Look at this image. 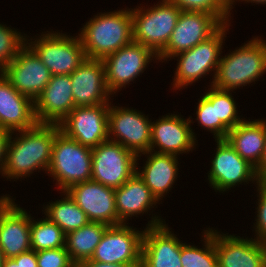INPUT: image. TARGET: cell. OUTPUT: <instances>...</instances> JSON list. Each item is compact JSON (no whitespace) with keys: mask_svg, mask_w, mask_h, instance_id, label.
Returning <instances> with one entry per match:
<instances>
[{"mask_svg":"<svg viewBox=\"0 0 266 267\" xmlns=\"http://www.w3.org/2000/svg\"><path fill=\"white\" fill-rule=\"evenodd\" d=\"M59 131V124L37 123L32 128L12 132L1 176L17 181L36 171L47 173L54 138Z\"/></svg>","mask_w":266,"mask_h":267,"instance_id":"obj_1","label":"cell"},{"mask_svg":"<svg viewBox=\"0 0 266 267\" xmlns=\"http://www.w3.org/2000/svg\"><path fill=\"white\" fill-rule=\"evenodd\" d=\"M81 29L86 58L102 60L133 41L131 8L97 13Z\"/></svg>","mask_w":266,"mask_h":267,"instance_id":"obj_2","label":"cell"},{"mask_svg":"<svg viewBox=\"0 0 266 267\" xmlns=\"http://www.w3.org/2000/svg\"><path fill=\"white\" fill-rule=\"evenodd\" d=\"M265 73L266 40L255 36L229 54L221 55L212 86L233 92L255 83Z\"/></svg>","mask_w":266,"mask_h":267,"instance_id":"obj_3","label":"cell"},{"mask_svg":"<svg viewBox=\"0 0 266 267\" xmlns=\"http://www.w3.org/2000/svg\"><path fill=\"white\" fill-rule=\"evenodd\" d=\"M92 149L81 145L59 131L54 138L47 174L56 181L60 191L91 180Z\"/></svg>","mask_w":266,"mask_h":267,"instance_id":"obj_4","label":"cell"},{"mask_svg":"<svg viewBox=\"0 0 266 267\" xmlns=\"http://www.w3.org/2000/svg\"><path fill=\"white\" fill-rule=\"evenodd\" d=\"M159 2L150 8H131L133 41L150 48L157 56L165 49L182 11L170 0Z\"/></svg>","mask_w":266,"mask_h":267,"instance_id":"obj_5","label":"cell"},{"mask_svg":"<svg viewBox=\"0 0 266 267\" xmlns=\"http://www.w3.org/2000/svg\"><path fill=\"white\" fill-rule=\"evenodd\" d=\"M230 24V22L224 24L209 39L172 57V59L177 58L178 61L172 83L173 90L176 91L186 88L188 85L191 86V84L212 72L213 79H211L212 82L210 83L211 85L213 84Z\"/></svg>","mask_w":266,"mask_h":267,"instance_id":"obj_6","label":"cell"},{"mask_svg":"<svg viewBox=\"0 0 266 267\" xmlns=\"http://www.w3.org/2000/svg\"><path fill=\"white\" fill-rule=\"evenodd\" d=\"M26 37V44L49 69L51 75H70L86 59L82 41L77 36L46 31L37 38ZM33 40V41H32Z\"/></svg>","mask_w":266,"mask_h":267,"instance_id":"obj_7","label":"cell"},{"mask_svg":"<svg viewBox=\"0 0 266 267\" xmlns=\"http://www.w3.org/2000/svg\"><path fill=\"white\" fill-rule=\"evenodd\" d=\"M110 102L108 113L109 140L133 152L136 165L143 153L150 151L152 120L141 111L115 106ZM130 108V109H129Z\"/></svg>","mask_w":266,"mask_h":267,"instance_id":"obj_8","label":"cell"},{"mask_svg":"<svg viewBox=\"0 0 266 267\" xmlns=\"http://www.w3.org/2000/svg\"><path fill=\"white\" fill-rule=\"evenodd\" d=\"M224 23L206 12L181 11L165 49L158 55L160 62L172 60L175 55L187 51L213 36Z\"/></svg>","mask_w":266,"mask_h":267,"instance_id":"obj_9","label":"cell"},{"mask_svg":"<svg viewBox=\"0 0 266 267\" xmlns=\"http://www.w3.org/2000/svg\"><path fill=\"white\" fill-rule=\"evenodd\" d=\"M136 157L120 143L103 142L92 148L91 179L117 189L136 173Z\"/></svg>","mask_w":266,"mask_h":267,"instance_id":"obj_10","label":"cell"},{"mask_svg":"<svg viewBox=\"0 0 266 267\" xmlns=\"http://www.w3.org/2000/svg\"><path fill=\"white\" fill-rule=\"evenodd\" d=\"M153 59L159 62L158 56L150 48L134 41L103 58L108 90L112 95L117 94L118 90L121 91L142 75Z\"/></svg>","mask_w":266,"mask_h":267,"instance_id":"obj_11","label":"cell"},{"mask_svg":"<svg viewBox=\"0 0 266 267\" xmlns=\"http://www.w3.org/2000/svg\"><path fill=\"white\" fill-rule=\"evenodd\" d=\"M216 153L208 172L210 186L219 193L245 183L258 184L256 169L247 160L243 159L226 139H217ZM228 189V190H227Z\"/></svg>","mask_w":266,"mask_h":267,"instance_id":"obj_12","label":"cell"},{"mask_svg":"<svg viewBox=\"0 0 266 267\" xmlns=\"http://www.w3.org/2000/svg\"><path fill=\"white\" fill-rule=\"evenodd\" d=\"M110 103L75 107L60 123V131L81 145L95 148L109 140Z\"/></svg>","mask_w":266,"mask_h":267,"instance_id":"obj_13","label":"cell"},{"mask_svg":"<svg viewBox=\"0 0 266 267\" xmlns=\"http://www.w3.org/2000/svg\"><path fill=\"white\" fill-rule=\"evenodd\" d=\"M150 218L143 233L141 267H182V241L160 216Z\"/></svg>","mask_w":266,"mask_h":267,"instance_id":"obj_14","label":"cell"},{"mask_svg":"<svg viewBox=\"0 0 266 267\" xmlns=\"http://www.w3.org/2000/svg\"><path fill=\"white\" fill-rule=\"evenodd\" d=\"M144 230L120 224L109 226L90 260L101 263L141 264Z\"/></svg>","mask_w":266,"mask_h":267,"instance_id":"obj_15","label":"cell"},{"mask_svg":"<svg viewBox=\"0 0 266 267\" xmlns=\"http://www.w3.org/2000/svg\"><path fill=\"white\" fill-rule=\"evenodd\" d=\"M9 194L0 197V247L5 259L31 250V214Z\"/></svg>","mask_w":266,"mask_h":267,"instance_id":"obj_16","label":"cell"},{"mask_svg":"<svg viewBox=\"0 0 266 267\" xmlns=\"http://www.w3.org/2000/svg\"><path fill=\"white\" fill-rule=\"evenodd\" d=\"M1 72L19 93L33 101L41 95L52 76L27 44Z\"/></svg>","mask_w":266,"mask_h":267,"instance_id":"obj_17","label":"cell"},{"mask_svg":"<svg viewBox=\"0 0 266 267\" xmlns=\"http://www.w3.org/2000/svg\"><path fill=\"white\" fill-rule=\"evenodd\" d=\"M191 118L192 116L185 119L182 115L168 113L153 121L150 150L177 157L192 152L198 142L191 128V123H195Z\"/></svg>","mask_w":266,"mask_h":267,"instance_id":"obj_18","label":"cell"},{"mask_svg":"<svg viewBox=\"0 0 266 267\" xmlns=\"http://www.w3.org/2000/svg\"><path fill=\"white\" fill-rule=\"evenodd\" d=\"M66 192L84 211L89 221L108 226L123 224L116 211L115 189L91 179L72 185Z\"/></svg>","mask_w":266,"mask_h":267,"instance_id":"obj_19","label":"cell"},{"mask_svg":"<svg viewBox=\"0 0 266 267\" xmlns=\"http://www.w3.org/2000/svg\"><path fill=\"white\" fill-rule=\"evenodd\" d=\"M218 267H266V243L213 229Z\"/></svg>","mask_w":266,"mask_h":267,"instance_id":"obj_20","label":"cell"},{"mask_svg":"<svg viewBox=\"0 0 266 267\" xmlns=\"http://www.w3.org/2000/svg\"><path fill=\"white\" fill-rule=\"evenodd\" d=\"M75 107L97 106L110 103L103 61L86 58L71 74Z\"/></svg>","mask_w":266,"mask_h":267,"instance_id":"obj_21","label":"cell"},{"mask_svg":"<svg viewBox=\"0 0 266 267\" xmlns=\"http://www.w3.org/2000/svg\"><path fill=\"white\" fill-rule=\"evenodd\" d=\"M34 105L37 123L59 124L75 108L70 75H52Z\"/></svg>","mask_w":266,"mask_h":267,"instance_id":"obj_22","label":"cell"},{"mask_svg":"<svg viewBox=\"0 0 266 267\" xmlns=\"http://www.w3.org/2000/svg\"><path fill=\"white\" fill-rule=\"evenodd\" d=\"M36 124L34 101L19 93L0 72V128L16 132Z\"/></svg>","mask_w":266,"mask_h":267,"instance_id":"obj_23","label":"cell"},{"mask_svg":"<svg viewBox=\"0 0 266 267\" xmlns=\"http://www.w3.org/2000/svg\"><path fill=\"white\" fill-rule=\"evenodd\" d=\"M147 160L142 170L136 165L137 175L144 181L146 186L158 201L169 193L178 178V157L170 154L148 151L143 153ZM176 180V181H175Z\"/></svg>","mask_w":266,"mask_h":267,"instance_id":"obj_24","label":"cell"},{"mask_svg":"<svg viewBox=\"0 0 266 267\" xmlns=\"http://www.w3.org/2000/svg\"><path fill=\"white\" fill-rule=\"evenodd\" d=\"M159 201L146 186L144 181L134 173L121 187L115 189V205L119 220L129 224L131 217L143 215L153 208ZM147 212V213H146ZM130 217V218H129Z\"/></svg>","mask_w":266,"mask_h":267,"instance_id":"obj_25","label":"cell"},{"mask_svg":"<svg viewBox=\"0 0 266 267\" xmlns=\"http://www.w3.org/2000/svg\"><path fill=\"white\" fill-rule=\"evenodd\" d=\"M226 140L243 159L256 168L264 154L266 120L244 119L229 130Z\"/></svg>","mask_w":266,"mask_h":267,"instance_id":"obj_26","label":"cell"},{"mask_svg":"<svg viewBox=\"0 0 266 267\" xmlns=\"http://www.w3.org/2000/svg\"><path fill=\"white\" fill-rule=\"evenodd\" d=\"M108 227L105 223L90 221L83 227L66 234L65 247L76 266L91 259Z\"/></svg>","mask_w":266,"mask_h":267,"instance_id":"obj_27","label":"cell"},{"mask_svg":"<svg viewBox=\"0 0 266 267\" xmlns=\"http://www.w3.org/2000/svg\"><path fill=\"white\" fill-rule=\"evenodd\" d=\"M60 193H63V197L60 200L51 201L46 206L43 205L44 217L46 216L51 222L56 223L65 234L77 230L90 222L84 211L66 191Z\"/></svg>","mask_w":266,"mask_h":267,"instance_id":"obj_28","label":"cell"},{"mask_svg":"<svg viewBox=\"0 0 266 267\" xmlns=\"http://www.w3.org/2000/svg\"><path fill=\"white\" fill-rule=\"evenodd\" d=\"M66 234L56 224L47 217L34 220L31 217L30 243L31 250L42 251L48 249H58L65 247Z\"/></svg>","mask_w":266,"mask_h":267,"instance_id":"obj_29","label":"cell"},{"mask_svg":"<svg viewBox=\"0 0 266 267\" xmlns=\"http://www.w3.org/2000/svg\"><path fill=\"white\" fill-rule=\"evenodd\" d=\"M203 231V236H201L203 237L201 240L204 243L203 248L182 241L180 254L182 267H218L213 229L208 227Z\"/></svg>","mask_w":266,"mask_h":267,"instance_id":"obj_30","label":"cell"},{"mask_svg":"<svg viewBox=\"0 0 266 267\" xmlns=\"http://www.w3.org/2000/svg\"><path fill=\"white\" fill-rule=\"evenodd\" d=\"M217 139H226L230 129L245 118L238 116L232 92L216 88Z\"/></svg>","mask_w":266,"mask_h":267,"instance_id":"obj_31","label":"cell"},{"mask_svg":"<svg viewBox=\"0 0 266 267\" xmlns=\"http://www.w3.org/2000/svg\"><path fill=\"white\" fill-rule=\"evenodd\" d=\"M182 11L216 15L224 24L231 22V0H170Z\"/></svg>","mask_w":266,"mask_h":267,"instance_id":"obj_32","label":"cell"},{"mask_svg":"<svg viewBox=\"0 0 266 267\" xmlns=\"http://www.w3.org/2000/svg\"><path fill=\"white\" fill-rule=\"evenodd\" d=\"M0 23V72L13 60L26 44V36Z\"/></svg>","mask_w":266,"mask_h":267,"instance_id":"obj_33","label":"cell"},{"mask_svg":"<svg viewBox=\"0 0 266 267\" xmlns=\"http://www.w3.org/2000/svg\"><path fill=\"white\" fill-rule=\"evenodd\" d=\"M209 87L198 100L195 120L200 127L213 133L214 139L217 140L216 88L212 85Z\"/></svg>","mask_w":266,"mask_h":267,"instance_id":"obj_34","label":"cell"},{"mask_svg":"<svg viewBox=\"0 0 266 267\" xmlns=\"http://www.w3.org/2000/svg\"><path fill=\"white\" fill-rule=\"evenodd\" d=\"M38 267H76L66 247L36 252Z\"/></svg>","mask_w":266,"mask_h":267,"instance_id":"obj_35","label":"cell"},{"mask_svg":"<svg viewBox=\"0 0 266 267\" xmlns=\"http://www.w3.org/2000/svg\"><path fill=\"white\" fill-rule=\"evenodd\" d=\"M255 187L258 192V201L256 202L258 207L255 208L257 209V215L255 216L256 222L253 227V231L255 230L254 238L266 243V184L258 183Z\"/></svg>","mask_w":266,"mask_h":267,"instance_id":"obj_36","label":"cell"},{"mask_svg":"<svg viewBox=\"0 0 266 267\" xmlns=\"http://www.w3.org/2000/svg\"><path fill=\"white\" fill-rule=\"evenodd\" d=\"M12 132L0 128V174H2L5 162H6V154L7 148L9 144V140Z\"/></svg>","mask_w":266,"mask_h":267,"instance_id":"obj_37","label":"cell"},{"mask_svg":"<svg viewBox=\"0 0 266 267\" xmlns=\"http://www.w3.org/2000/svg\"><path fill=\"white\" fill-rule=\"evenodd\" d=\"M76 267H141V264L101 263L89 259L79 263Z\"/></svg>","mask_w":266,"mask_h":267,"instance_id":"obj_38","label":"cell"},{"mask_svg":"<svg viewBox=\"0 0 266 267\" xmlns=\"http://www.w3.org/2000/svg\"><path fill=\"white\" fill-rule=\"evenodd\" d=\"M255 169L259 183L266 184V140L263 157L260 164Z\"/></svg>","mask_w":266,"mask_h":267,"instance_id":"obj_39","label":"cell"},{"mask_svg":"<svg viewBox=\"0 0 266 267\" xmlns=\"http://www.w3.org/2000/svg\"><path fill=\"white\" fill-rule=\"evenodd\" d=\"M22 267H38L34 250L22 253Z\"/></svg>","mask_w":266,"mask_h":267,"instance_id":"obj_40","label":"cell"},{"mask_svg":"<svg viewBox=\"0 0 266 267\" xmlns=\"http://www.w3.org/2000/svg\"><path fill=\"white\" fill-rule=\"evenodd\" d=\"M2 267H22V253L16 257L5 259Z\"/></svg>","mask_w":266,"mask_h":267,"instance_id":"obj_41","label":"cell"},{"mask_svg":"<svg viewBox=\"0 0 266 267\" xmlns=\"http://www.w3.org/2000/svg\"><path fill=\"white\" fill-rule=\"evenodd\" d=\"M246 2V3H256L257 4H263V5H266V0H231V11L232 9L234 8L233 5L236 3V2Z\"/></svg>","mask_w":266,"mask_h":267,"instance_id":"obj_42","label":"cell"},{"mask_svg":"<svg viewBox=\"0 0 266 267\" xmlns=\"http://www.w3.org/2000/svg\"><path fill=\"white\" fill-rule=\"evenodd\" d=\"M4 260H5V257L3 255V251H2V249L0 247V267L3 266Z\"/></svg>","mask_w":266,"mask_h":267,"instance_id":"obj_43","label":"cell"}]
</instances>
